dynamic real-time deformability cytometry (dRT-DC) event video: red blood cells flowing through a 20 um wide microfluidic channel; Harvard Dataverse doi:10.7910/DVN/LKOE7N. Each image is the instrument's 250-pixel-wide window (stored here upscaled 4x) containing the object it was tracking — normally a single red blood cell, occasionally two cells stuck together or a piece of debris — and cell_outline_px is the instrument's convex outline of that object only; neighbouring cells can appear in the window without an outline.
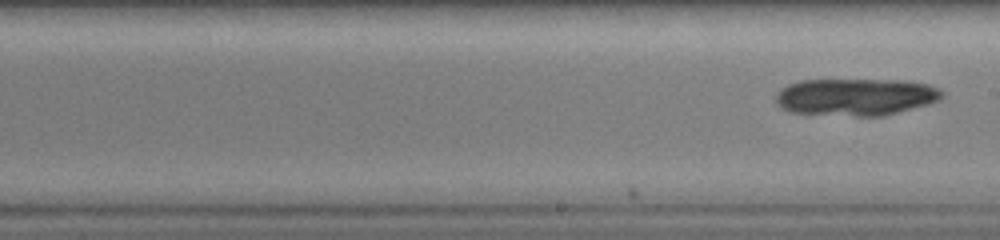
{"species": "common noctule bat (a hibernating species)", "species_latin": "Nyctalus noctula", "temperature_condition": "warm", "stored_images_in_passage": 12, "camera_frame_rate_fps": 3000, "um_per_image_px": 0.085, "animal": {"sex": "female", "body_mass_g": 19.0, "forearm_length_mm": 51.5}, "frame": {"image": 1, "passage_image": 12, "time_ms": 3.667, "image_size_px": [1000, 240], "cell_outline_px": [[944, 96], [940, 100], [928, 104], [884, 116], [856, 116], [788, 112], [780, 108], [776, 104], [776, 92], [780, 88], [788, 84], [800, 80], [904, 80], [928, 84], [940, 88], [944, 92]], "centroid_in_image_um": [72.73, 8.23], "position_along_channel_um": 216.3, "area_um2": 36.47}}